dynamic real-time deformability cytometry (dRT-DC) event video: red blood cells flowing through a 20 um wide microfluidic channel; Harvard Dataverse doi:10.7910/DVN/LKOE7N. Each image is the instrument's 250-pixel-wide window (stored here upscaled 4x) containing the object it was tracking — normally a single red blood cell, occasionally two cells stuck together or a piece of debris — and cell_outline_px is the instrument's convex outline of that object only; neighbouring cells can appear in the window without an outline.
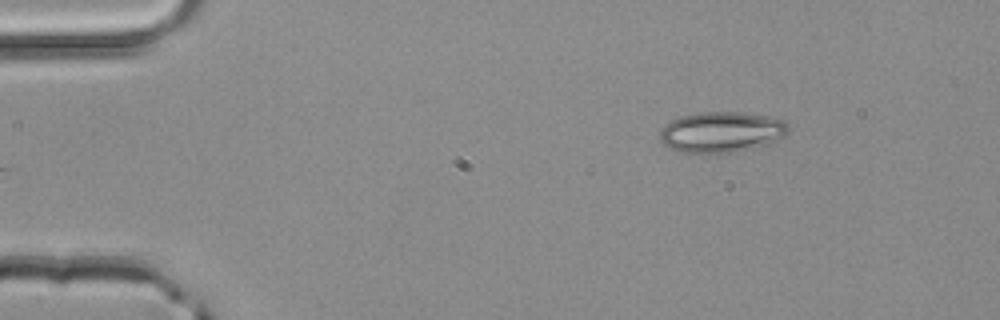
{"species": "common noctule bat (a hibernating species)", "species_latin": "Nyctalus noctula", "temperature_condition": "room temperature", "stored_images_in_passage": 2, "camera_frame_rate_fps": 3000, "um_per_image_px": 0.085, "animal": {"sex": "male", "body_mass_g": 20.4}, "frame": {"image": 1, "passage_image": 1, "time_ms": 0.0, "image_size_px": [1000, 320], "cell_outline_px": [[788, 132], [784, 136], [768, 144], [736, 152], [680, 152], [668, 148], [660, 140], [660, 128], [664, 124], [680, 116], [704, 112], [744, 112], [768, 116], [784, 120], [788, 124]], "centroid_in_image_um": [61.32, 11.21], "position_along_channel_um": 23.7, "area_um2": 30.52}}